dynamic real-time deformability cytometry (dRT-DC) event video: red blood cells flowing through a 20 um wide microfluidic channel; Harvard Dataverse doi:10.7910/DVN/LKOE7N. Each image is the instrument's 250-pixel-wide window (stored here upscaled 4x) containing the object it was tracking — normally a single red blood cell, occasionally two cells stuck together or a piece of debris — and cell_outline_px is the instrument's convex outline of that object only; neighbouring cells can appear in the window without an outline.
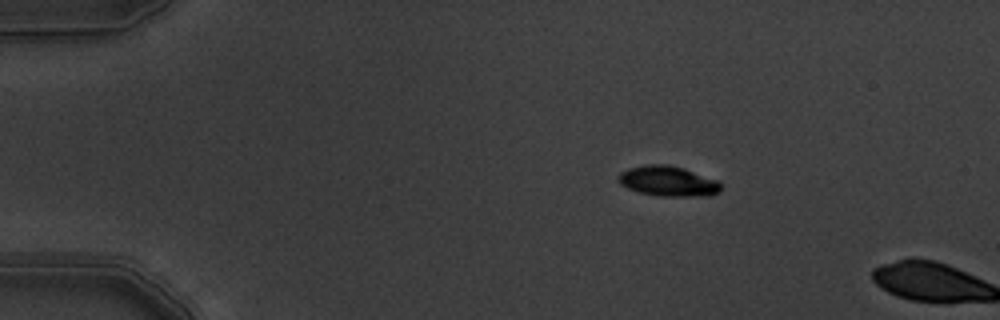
{"species": "common noctule bat (a hibernating species)", "species_latin": "Nyctalus noctula", "temperature_condition": "warm", "stored_images_in_passage": 2, "camera_frame_rate_fps": 3000, "um_per_image_px": 0.085, "animal": {"sex": "male", "body_mass_g": 19.5, "forearm_length_mm": 54.6}, "frame": {"image": 1, "passage_image": 1, "time_ms": 0.0, "image_size_px": [1000, 320], "cell_outline_px": [[720, 192], [712, 196], [660, 196], [640, 192], [628, 188], [620, 184], [616, 180], [616, 176], [620, 172], [628, 168], [648, 164], [668, 164], [684, 168], [716, 180], [720, 184]], "centroid_in_image_um": [56.75, 15.4], "position_along_channel_um": 28.2, "area_um2": 18.15}}